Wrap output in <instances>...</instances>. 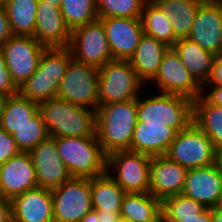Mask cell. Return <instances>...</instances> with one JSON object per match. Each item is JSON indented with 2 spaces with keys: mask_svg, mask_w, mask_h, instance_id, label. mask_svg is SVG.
I'll use <instances>...</instances> for the list:
<instances>
[{
  "mask_svg": "<svg viewBox=\"0 0 222 222\" xmlns=\"http://www.w3.org/2000/svg\"><path fill=\"white\" fill-rule=\"evenodd\" d=\"M12 222H54L51 190L36 187L11 201Z\"/></svg>",
  "mask_w": 222,
  "mask_h": 222,
  "instance_id": "20",
  "label": "cell"
},
{
  "mask_svg": "<svg viewBox=\"0 0 222 222\" xmlns=\"http://www.w3.org/2000/svg\"><path fill=\"white\" fill-rule=\"evenodd\" d=\"M0 93L7 96L18 94V88L13 83L5 63L3 51L0 49Z\"/></svg>",
  "mask_w": 222,
  "mask_h": 222,
  "instance_id": "37",
  "label": "cell"
},
{
  "mask_svg": "<svg viewBox=\"0 0 222 222\" xmlns=\"http://www.w3.org/2000/svg\"><path fill=\"white\" fill-rule=\"evenodd\" d=\"M141 21L144 34L154 37L157 41L166 44L168 47L175 45L177 39L175 38L172 25L152 1L147 0L144 3Z\"/></svg>",
  "mask_w": 222,
  "mask_h": 222,
  "instance_id": "31",
  "label": "cell"
},
{
  "mask_svg": "<svg viewBox=\"0 0 222 222\" xmlns=\"http://www.w3.org/2000/svg\"><path fill=\"white\" fill-rule=\"evenodd\" d=\"M80 222H100L98 219V213L95 210L88 212Z\"/></svg>",
  "mask_w": 222,
  "mask_h": 222,
  "instance_id": "45",
  "label": "cell"
},
{
  "mask_svg": "<svg viewBox=\"0 0 222 222\" xmlns=\"http://www.w3.org/2000/svg\"><path fill=\"white\" fill-rule=\"evenodd\" d=\"M212 141L222 147V107L210 103L202 94L193 101V120Z\"/></svg>",
  "mask_w": 222,
  "mask_h": 222,
  "instance_id": "28",
  "label": "cell"
},
{
  "mask_svg": "<svg viewBox=\"0 0 222 222\" xmlns=\"http://www.w3.org/2000/svg\"><path fill=\"white\" fill-rule=\"evenodd\" d=\"M205 208L200 202L183 194L173 195L161 201L162 218L197 217Z\"/></svg>",
  "mask_w": 222,
  "mask_h": 222,
  "instance_id": "34",
  "label": "cell"
},
{
  "mask_svg": "<svg viewBox=\"0 0 222 222\" xmlns=\"http://www.w3.org/2000/svg\"><path fill=\"white\" fill-rule=\"evenodd\" d=\"M33 36L12 35L1 47L11 79L19 89L36 71L46 49Z\"/></svg>",
  "mask_w": 222,
  "mask_h": 222,
  "instance_id": "13",
  "label": "cell"
},
{
  "mask_svg": "<svg viewBox=\"0 0 222 222\" xmlns=\"http://www.w3.org/2000/svg\"><path fill=\"white\" fill-rule=\"evenodd\" d=\"M215 166L217 167V170L222 175V147L216 148L215 150Z\"/></svg>",
  "mask_w": 222,
  "mask_h": 222,
  "instance_id": "44",
  "label": "cell"
},
{
  "mask_svg": "<svg viewBox=\"0 0 222 222\" xmlns=\"http://www.w3.org/2000/svg\"><path fill=\"white\" fill-rule=\"evenodd\" d=\"M146 88L159 93L180 95L192 101L202 94V86L194 79L172 47L164 53L157 75Z\"/></svg>",
  "mask_w": 222,
  "mask_h": 222,
  "instance_id": "10",
  "label": "cell"
},
{
  "mask_svg": "<svg viewBox=\"0 0 222 222\" xmlns=\"http://www.w3.org/2000/svg\"><path fill=\"white\" fill-rule=\"evenodd\" d=\"M202 95L210 103L222 107V85H204Z\"/></svg>",
  "mask_w": 222,
  "mask_h": 222,
  "instance_id": "38",
  "label": "cell"
},
{
  "mask_svg": "<svg viewBox=\"0 0 222 222\" xmlns=\"http://www.w3.org/2000/svg\"><path fill=\"white\" fill-rule=\"evenodd\" d=\"M188 169L166 156H154L150 162V193L161 201L182 193Z\"/></svg>",
  "mask_w": 222,
  "mask_h": 222,
  "instance_id": "21",
  "label": "cell"
},
{
  "mask_svg": "<svg viewBox=\"0 0 222 222\" xmlns=\"http://www.w3.org/2000/svg\"><path fill=\"white\" fill-rule=\"evenodd\" d=\"M38 1L39 0H9L4 5L12 35H34Z\"/></svg>",
  "mask_w": 222,
  "mask_h": 222,
  "instance_id": "30",
  "label": "cell"
},
{
  "mask_svg": "<svg viewBox=\"0 0 222 222\" xmlns=\"http://www.w3.org/2000/svg\"><path fill=\"white\" fill-rule=\"evenodd\" d=\"M48 136L49 134L39 111L28 123L12 134L21 152L31 151L38 143L45 140Z\"/></svg>",
  "mask_w": 222,
  "mask_h": 222,
  "instance_id": "33",
  "label": "cell"
},
{
  "mask_svg": "<svg viewBox=\"0 0 222 222\" xmlns=\"http://www.w3.org/2000/svg\"><path fill=\"white\" fill-rule=\"evenodd\" d=\"M222 192V175L215 164L188 169L183 195L200 202L206 208L218 206Z\"/></svg>",
  "mask_w": 222,
  "mask_h": 222,
  "instance_id": "18",
  "label": "cell"
},
{
  "mask_svg": "<svg viewBox=\"0 0 222 222\" xmlns=\"http://www.w3.org/2000/svg\"><path fill=\"white\" fill-rule=\"evenodd\" d=\"M67 47L73 60L98 69L113 60L104 25L99 18L74 29Z\"/></svg>",
  "mask_w": 222,
  "mask_h": 222,
  "instance_id": "11",
  "label": "cell"
},
{
  "mask_svg": "<svg viewBox=\"0 0 222 222\" xmlns=\"http://www.w3.org/2000/svg\"><path fill=\"white\" fill-rule=\"evenodd\" d=\"M98 213L100 222H118L120 219V212L95 210Z\"/></svg>",
  "mask_w": 222,
  "mask_h": 222,
  "instance_id": "43",
  "label": "cell"
},
{
  "mask_svg": "<svg viewBox=\"0 0 222 222\" xmlns=\"http://www.w3.org/2000/svg\"><path fill=\"white\" fill-rule=\"evenodd\" d=\"M98 70L99 105L137 99L146 88L128 60H111Z\"/></svg>",
  "mask_w": 222,
  "mask_h": 222,
  "instance_id": "6",
  "label": "cell"
},
{
  "mask_svg": "<svg viewBox=\"0 0 222 222\" xmlns=\"http://www.w3.org/2000/svg\"><path fill=\"white\" fill-rule=\"evenodd\" d=\"M0 222H12L11 202L0 196Z\"/></svg>",
  "mask_w": 222,
  "mask_h": 222,
  "instance_id": "42",
  "label": "cell"
},
{
  "mask_svg": "<svg viewBox=\"0 0 222 222\" xmlns=\"http://www.w3.org/2000/svg\"><path fill=\"white\" fill-rule=\"evenodd\" d=\"M12 36L7 12L0 6V47Z\"/></svg>",
  "mask_w": 222,
  "mask_h": 222,
  "instance_id": "39",
  "label": "cell"
},
{
  "mask_svg": "<svg viewBox=\"0 0 222 222\" xmlns=\"http://www.w3.org/2000/svg\"><path fill=\"white\" fill-rule=\"evenodd\" d=\"M137 122V99L99 105L96 110V135L108 157L118 151H131Z\"/></svg>",
  "mask_w": 222,
  "mask_h": 222,
  "instance_id": "1",
  "label": "cell"
},
{
  "mask_svg": "<svg viewBox=\"0 0 222 222\" xmlns=\"http://www.w3.org/2000/svg\"><path fill=\"white\" fill-rule=\"evenodd\" d=\"M71 31L67 27L59 7L38 1L36 26L33 37L47 48L67 47Z\"/></svg>",
  "mask_w": 222,
  "mask_h": 222,
  "instance_id": "19",
  "label": "cell"
},
{
  "mask_svg": "<svg viewBox=\"0 0 222 222\" xmlns=\"http://www.w3.org/2000/svg\"><path fill=\"white\" fill-rule=\"evenodd\" d=\"M93 210L120 212L126 192L108 172L90 179Z\"/></svg>",
  "mask_w": 222,
  "mask_h": 222,
  "instance_id": "27",
  "label": "cell"
},
{
  "mask_svg": "<svg viewBox=\"0 0 222 222\" xmlns=\"http://www.w3.org/2000/svg\"><path fill=\"white\" fill-rule=\"evenodd\" d=\"M56 97L94 111L99 107V70L71 60Z\"/></svg>",
  "mask_w": 222,
  "mask_h": 222,
  "instance_id": "8",
  "label": "cell"
},
{
  "mask_svg": "<svg viewBox=\"0 0 222 222\" xmlns=\"http://www.w3.org/2000/svg\"><path fill=\"white\" fill-rule=\"evenodd\" d=\"M60 10L71 32L98 19L96 0H62Z\"/></svg>",
  "mask_w": 222,
  "mask_h": 222,
  "instance_id": "32",
  "label": "cell"
},
{
  "mask_svg": "<svg viewBox=\"0 0 222 222\" xmlns=\"http://www.w3.org/2000/svg\"><path fill=\"white\" fill-rule=\"evenodd\" d=\"M168 46L144 34L133 55L129 58L132 69L147 86L157 75L161 60Z\"/></svg>",
  "mask_w": 222,
  "mask_h": 222,
  "instance_id": "23",
  "label": "cell"
},
{
  "mask_svg": "<svg viewBox=\"0 0 222 222\" xmlns=\"http://www.w3.org/2000/svg\"><path fill=\"white\" fill-rule=\"evenodd\" d=\"M120 217L132 222H157L161 217V200L149 193H126Z\"/></svg>",
  "mask_w": 222,
  "mask_h": 222,
  "instance_id": "26",
  "label": "cell"
},
{
  "mask_svg": "<svg viewBox=\"0 0 222 222\" xmlns=\"http://www.w3.org/2000/svg\"><path fill=\"white\" fill-rule=\"evenodd\" d=\"M172 48L194 79L203 87L211 77L216 55L202 49L188 38L177 40Z\"/></svg>",
  "mask_w": 222,
  "mask_h": 222,
  "instance_id": "24",
  "label": "cell"
},
{
  "mask_svg": "<svg viewBox=\"0 0 222 222\" xmlns=\"http://www.w3.org/2000/svg\"><path fill=\"white\" fill-rule=\"evenodd\" d=\"M9 0H0V6H4Z\"/></svg>",
  "mask_w": 222,
  "mask_h": 222,
  "instance_id": "50",
  "label": "cell"
},
{
  "mask_svg": "<svg viewBox=\"0 0 222 222\" xmlns=\"http://www.w3.org/2000/svg\"><path fill=\"white\" fill-rule=\"evenodd\" d=\"M39 1H45L47 3H50L53 6H56V7L60 8L62 0H39Z\"/></svg>",
  "mask_w": 222,
  "mask_h": 222,
  "instance_id": "48",
  "label": "cell"
},
{
  "mask_svg": "<svg viewBox=\"0 0 222 222\" xmlns=\"http://www.w3.org/2000/svg\"><path fill=\"white\" fill-rule=\"evenodd\" d=\"M212 222H222V208H212Z\"/></svg>",
  "mask_w": 222,
  "mask_h": 222,
  "instance_id": "46",
  "label": "cell"
},
{
  "mask_svg": "<svg viewBox=\"0 0 222 222\" xmlns=\"http://www.w3.org/2000/svg\"><path fill=\"white\" fill-rule=\"evenodd\" d=\"M151 156L118 151L107 157V172L126 193L150 192Z\"/></svg>",
  "mask_w": 222,
  "mask_h": 222,
  "instance_id": "9",
  "label": "cell"
},
{
  "mask_svg": "<svg viewBox=\"0 0 222 222\" xmlns=\"http://www.w3.org/2000/svg\"><path fill=\"white\" fill-rule=\"evenodd\" d=\"M118 222H132L131 220L120 217Z\"/></svg>",
  "mask_w": 222,
  "mask_h": 222,
  "instance_id": "49",
  "label": "cell"
},
{
  "mask_svg": "<svg viewBox=\"0 0 222 222\" xmlns=\"http://www.w3.org/2000/svg\"><path fill=\"white\" fill-rule=\"evenodd\" d=\"M204 0H152L163 12L177 40L189 37L197 9Z\"/></svg>",
  "mask_w": 222,
  "mask_h": 222,
  "instance_id": "25",
  "label": "cell"
},
{
  "mask_svg": "<svg viewBox=\"0 0 222 222\" xmlns=\"http://www.w3.org/2000/svg\"><path fill=\"white\" fill-rule=\"evenodd\" d=\"M192 120L193 101L189 98L159 93L148 88H145L137 98V122L164 124L178 133Z\"/></svg>",
  "mask_w": 222,
  "mask_h": 222,
  "instance_id": "3",
  "label": "cell"
},
{
  "mask_svg": "<svg viewBox=\"0 0 222 222\" xmlns=\"http://www.w3.org/2000/svg\"><path fill=\"white\" fill-rule=\"evenodd\" d=\"M98 17L141 18L147 0H96Z\"/></svg>",
  "mask_w": 222,
  "mask_h": 222,
  "instance_id": "35",
  "label": "cell"
},
{
  "mask_svg": "<svg viewBox=\"0 0 222 222\" xmlns=\"http://www.w3.org/2000/svg\"><path fill=\"white\" fill-rule=\"evenodd\" d=\"M218 207L222 208V192H221V199H220V202L218 204Z\"/></svg>",
  "mask_w": 222,
  "mask_h": 222,
  "instance_id": "51",
  "label": "cell"
},
{
  "mask_svg": "<svg viewBox=\"0 0 222 222\" xmlns=\"http://www.w3.org/2000/svg\"><path fill=\"white\" fill-rule=\"evenodd\" d=\"M157 222H163V219H162V217L157 221Z\"/></svg>",
  "mask_w": 222,
  "mask_h": 222,
  "instance_id": "52",
  "label": "cell"
},
{
  "mask_svg": "<svg viewBox=\"0 0 222 222\" xmlns=\"http://www.w3.org/2000/svg\"><path fill=\"white\" fill-rule=\"evenodd\" d=\"M98 18L104 25L113 60H129L144 35L141 18Z\"/></svg>",
  "mask_w": 222,
  "mask_h": 222,
  "instance_id": "16",
  "label": "cell"
},
{
  "mask_svg": "<svg viewBox=\"0 0 222 222\" xmlns=\"http://www.w3.org/2000/svg\"><path fill=\"white\" fill-rule=\"evenodd\" d=\"M205 85H222V53L216 55L211 77Z\"/></svg>",
  "mask_w": 222,
  "mask_h": 222,
  "instance_id": "41",
  "label": "cell"
},
{
  "mask_svg": "<svg viewBox=\"0 0 222 222\" xmlns=\"http://www.w3.org/2000/svg\"><path fill=\"white\" fill-rule=\"evenodd\" d=\"M68 47L46 48L34 74L18 89V93L36 103L56 97L62 77L72 60Z\"/></svg>",
  "mask_w": 222,
  "mask_h": 222,
  "instance_id": "4",
  "label": "cell"
},
{
  "mask_svg": "<svg viewBox=\"0 0 222 222\" xmlns=\"http://www.w3.org/2000/svg\"><path fill=\"white\" fill-rule=\"evenodd\" d=\"M177 132L164 124L136 122L131 151L154 156H165Z\"/></svg>",
  "mask_w": 222,
  "mask_h": 222,
  "instance_id": "22",
  "label": "cell"
},
{
  "mask_svg": "<svg viewBox=\"0 0 222 222\" xmlns=\"http://www.w3.org/2000/svg\"><path fill=\"white\" fill-rule=\"evenodd\" d=\"M38 112V103L19 93L9 96L0 116V127L12 135Z\"/></svg>",
  "mask_w": 222,
  "mask_h": 222,
  "instance_id": "29",
  "label": "cell"
},
{
  "mask_svg": "<svg viewBox=\"0 0 222 222\" xmlns=\"http://www.w3.org/2000/svg\"><path fill=\"white\" fill-rule=\"evenodd\" d=\"M28 153L35 168L38 187L52 190L71 178L58 154L55 137L48 136Z\"/></svg>",
  "mask_w": 222,
  "mask_h": 222,
  "instance_id": "15",
  "label": "cell"
},
{
  "mask_svg": "<svg viewBox=\"0 0 222 222\" xmlns=\"http://www.w3.org/2000/svg\"><path fill=\"white\" fill-rule=\"evenodd\" d=\"M20 152L12 135L0 127V165Z\"/></svg>",
  "mask_w": 222,
  "mask_h": 222,
  "instance_id": "36",
  "label": "cell"
},
{
  "mask_svg": "<svg viewBox=\"0 0 222 222\" xmlns=\"http://www.w3.org/2000/svg\"><path fill=\"white\" fill-rule=\"evenodd\" d=\"M55 141L71 177L91 179L107 172V156L97 137H58Z\"/></svg>",
  "mask_w": 222,
  "mask_h": 222,
  "instance_id": "5",
  "label": "cell"
},
{
  "mask_svg": "<svg viewBox=\"0 0 222 222\" xmlns=\"http://www.w3.org/2000/svg\"><path fill=\"white\" fill-rule=\"evenodd\" d=\"M188 39L215 55L222 53V0L199 5Z\"/></svg>",
  "mask_w": 222,
  "mask_h": 222,
  "instance_id": "14",
  "label": "cell"
},
{
  "mask_svg": "<svg viewBox=\"0 0 222 222\" xmlns=\"http://www.w3.org/2000/svg\"><path fill=\"white\" fill-rule=\"evenodd\" d=\"M50 137H97L96 111L53 97L38 103Z\"/></svg>",
  "mask_w": 222,
  "mask_h": 222,
  "instance_id": "2",
  "label": "cell"
},
{
  "mask_svg": "<svg viewBox=\"0 0 222 222\" xmlns=\"http://www.w3.org/2000/svg\"><path fill=\"white\" fill-rule=\"evenodd\" d=\"M51 193L54 222H80L93 209L89 178L71 177Z\"/></svg>",
  "mask_w": 222,
  "mask_h": 222,
  "instance_id": "12",
  "label": "cell"
},
{
  "mask_svg": "<svg viewBox=\"0 0 222 222\" xmlns=\"http://www.w3.org/2000/svg\"><path fill=\"white\" fill-rule=\"evenodd\" d=\"M163 222H212V208H205L197 217L162 218Z\"/></svg>",
  "mask_w": 222,
  "mask_h": 222,
  "instance_id": "40",
  "label": "cell"
},
{
  "mask_svg": "<svg viewBox=\"0 0 222 222\" xmlns=\"http://www.w3.org/2000/svg\"><path fill=\"white\" fill-rule=\"evenodd\" d=\"M9 96L3 94V93H0V116L4 110V107H5V104H6V101L8 99Z\"/></svg>",
  "mask_w": 222,
  "mask_h": 222,
  "instance_id": "47",
  "label": "cell"
},
{
  "mask_svg": "<svg viewBox=\"0 0 222 222\" xmlns=\"http://www.w3.org/2000/svg\"><path fill=\"white\" fill-rule=\"evenodd\" d=\"M215 146L211 139L194 123L176 134L165 156L186 169L214 164Z\"/></svg>",
  "mask_w": 222,
  "mask_h": 222,
  "instance_id": "7",
  "label": "cell"
},
{
  "mask_svg": "<svg viewBox=\"0 0 222 222\" xmlns=\"http://www.w3.org/2000/svg\"><path fill=\"white\" fill-rule=\"evenodd\" d=\"M38 187L36 172L28 152H20L0 165V196L11 201Z\"/></svg>",
  "mask_w": 222,
  "mask_h": 222,
  "instance_id": "17",
  "label": "cell"
}]
</instances>
